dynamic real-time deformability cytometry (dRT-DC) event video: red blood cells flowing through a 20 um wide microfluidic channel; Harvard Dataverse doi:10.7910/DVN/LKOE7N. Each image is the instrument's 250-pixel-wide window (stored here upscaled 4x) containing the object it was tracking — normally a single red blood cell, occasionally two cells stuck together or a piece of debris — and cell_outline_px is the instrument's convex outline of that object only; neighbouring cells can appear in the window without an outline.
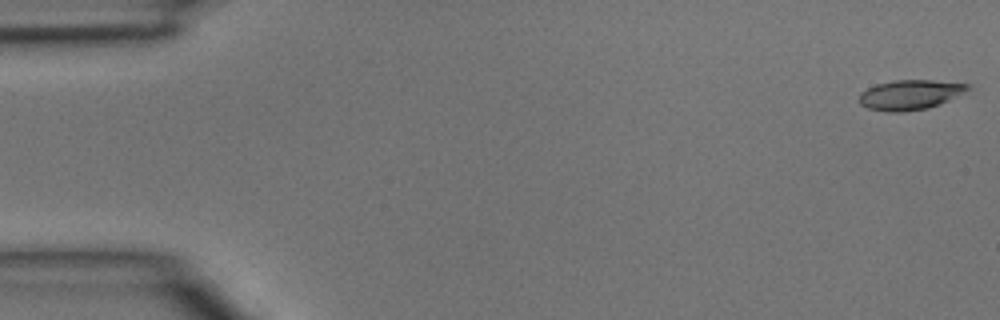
{"species": "common noctule bat (a hibernating species)", "species_latin": "Nyctalus noctula", "temperature_condition": "room temperature", "stored_images_in_passage": 12, "camera_frame_rate_fps": 3000, "um_per_image_px": 0.085, "animal": {"sex": "male", "body_mass_g": 15.6}, "frame": {"image": 1, "passage_image": 1, "time_ms": 0.0, "image_size_px": [1000, 320], "cell_outline_px": [[972, 88], [940, 104], [928, 108], [904, 112], [888, 112], [868, 108], [860, 104], [860, 92], [876, 84], [896, 80], [932, 80], [972, 84]], "centroid_in_image_um": [77.37, 8.05], "position_along_channel_um": 7.6, "area_um2": 18.9}}